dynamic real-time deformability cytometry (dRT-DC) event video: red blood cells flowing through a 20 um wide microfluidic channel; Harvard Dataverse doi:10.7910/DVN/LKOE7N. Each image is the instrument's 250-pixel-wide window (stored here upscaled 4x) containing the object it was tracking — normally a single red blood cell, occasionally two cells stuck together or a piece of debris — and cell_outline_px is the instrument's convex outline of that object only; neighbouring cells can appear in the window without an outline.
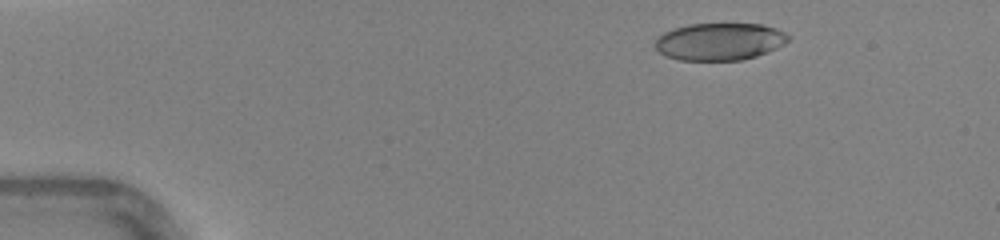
{"species": "human", "species_latin": "Homo sapiens", "temperature_condition": "warm", "stored_images_in_passage": 46, "camera_frame_rate_fps": 3000, "um_per_image_px": 0.085, "donor": {"sex": "female"}, "frame": {"image": 1, "passage_image": 7, "time_ms": 2.0, "image_size_px": [1000, 240], "cell_outline_px": [[788, 40], [784, 44], [768, 52], [756, 56], [740, 60], [680, 60], [664, 56], [656, 48], [656, 40], [664, 32], [672, 28], [688, 24], [760, 24], [776, 28], [784, 32], [788, 36]], "centroid_in_image_um": [61.15, 3.53], "position_along_channel_um": 23.8, "area_um2": 28.84}}
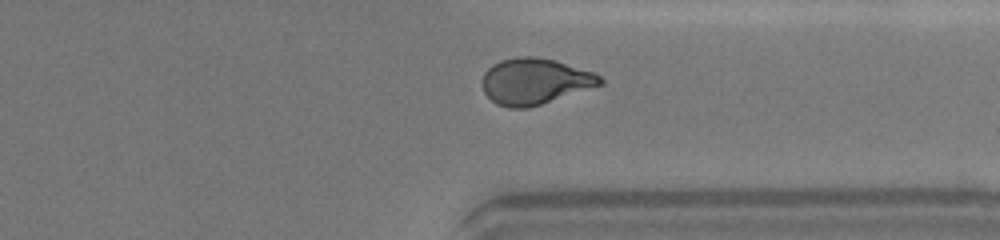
{"frame": {"image": 2, "passage_image": 36, "time_ms": 11.667, "image_size_px": [1000, 240], "cell_outline_px": [[604, 84], [528, 108], [508, 108], [496, 104], [484, 92], [484, 72], [492, 64], [500, 60], [516, 56], [536, 56], [552, 60], [592, 72], [600, 76], [604, 80]], "centroid_in_image_um": [45.45, 6.91], "position_along_channel_um": 366.0, "area_um2": 31.39}}
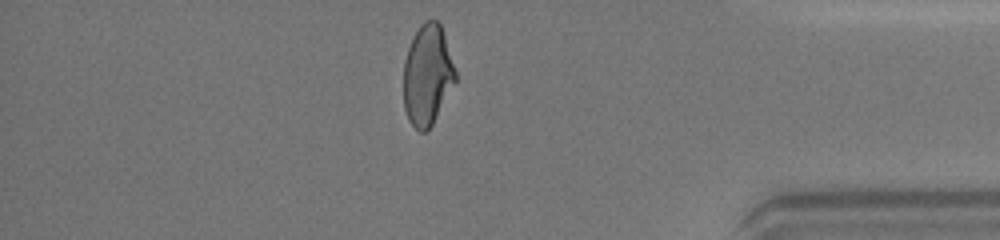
{"frame": {"image": 3, "passage_image": 40, "time_ms": 13.0, "image_size_px": [1000, 240], "cell_outline_px": [[456, 80], [428, 132], [420, 132], [408, 120], [404, 108], [404, 60], [408, 48], [420, 24], [424, 20], [436, 20], [440, 24], [456, 72]], "centroid_in_image_um": [36.31, 6.4], "position_along_channel_um": 398.9, "area_um2": 30.06}, "authors_computed_cell_mechanics": {"area_um2": 31.1831, "velocity_mm_per_s": 4.4348, "shape_relaxation_time_tau1_ms": 8.7844, "shape_relaxation_time_tau2_ms": 1.1144, "deformation_change_tau1": 0.2561, "deformation_change_tau2": 0.074}}